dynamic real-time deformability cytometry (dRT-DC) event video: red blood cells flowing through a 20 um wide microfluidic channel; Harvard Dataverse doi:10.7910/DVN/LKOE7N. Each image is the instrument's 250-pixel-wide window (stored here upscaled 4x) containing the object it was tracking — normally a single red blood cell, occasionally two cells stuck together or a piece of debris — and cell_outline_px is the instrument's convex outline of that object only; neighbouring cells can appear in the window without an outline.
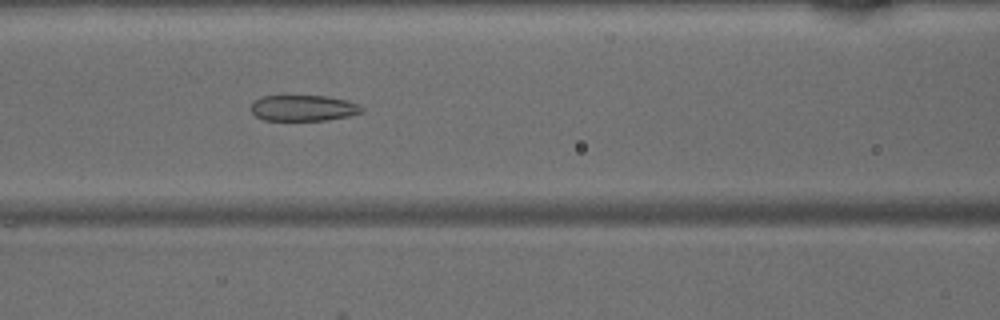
{"species": "common noctule bat (a hibernating species)", "species_latin": "Nyctalus noctula", "temperature_condition": "warm", "stored_images_in_passage": 47, "camera_frame_rate_fps": 3000, "um_per_image_px": 0.085, "animal": {"sex": "male", "body_mass_g": 15.6}, "frame": {"image": 1, "passage_image": 20, "time_ms": 6.333, "image_size_px": [1000, 320], "cell_outline_px": [[364, 108], [360, 112], [348, 116], [328, 120], [264, 120], [256, 116], [252, 112], [252, 104], [260, 96], [328, 96], [348, 100], [360, 104]], "centroid_in_image_um": [25.82, 9.18], "position_along_channel_um": 140.8, "area_um2": 16.7}}
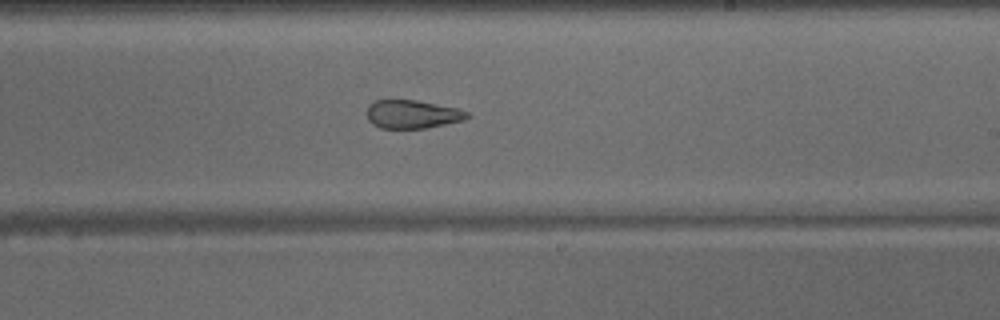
{"frame": {"image": 2, "passage_image": 28, "time_ms": 9.0, "image_size_px": [1000, 320], "cell_outline_px": [[472, 116], [464, 120], [424, 128], [380, 128], [372, 124], [368, 120], [368, 104], [376, 100], [388, 96], [416, 100], [456, 108], [468, 112]], "centroid_in_image_um": [34.99, 9.66], "position_along_channel_um": 254.0, "area_um2": 17.05}}
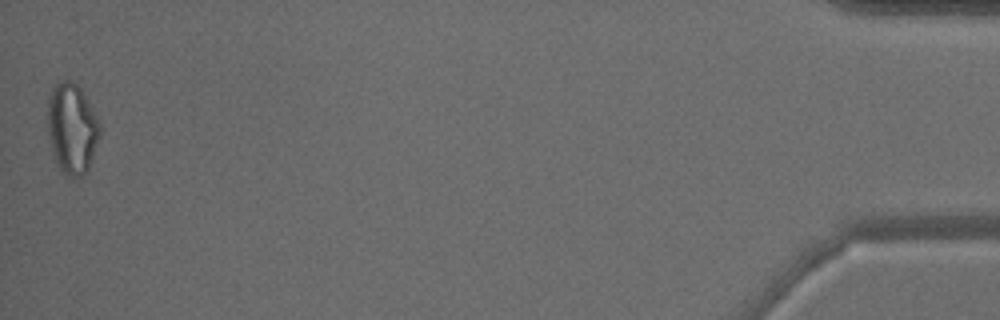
{"frame": {"image": 3, "passage_image": 47, "time_ms": 15.333, "image_size_px": [1000, 320], "cell_outline_px": [[100, 136], [92, 160], [88, 168], [80, 176], [68, 176], [60, 168], [56, 160], [52, 148], [48, 132], [48, 100], [52, 88], [60, 80], [72, 80], [80, 88], [92, 108], [100, 124]], "centroid_in_image_um": [6.13, 10.88], "position_along_channel_um": 429.1, "area_um2": 27.11}}